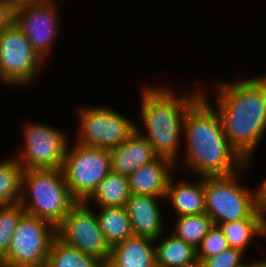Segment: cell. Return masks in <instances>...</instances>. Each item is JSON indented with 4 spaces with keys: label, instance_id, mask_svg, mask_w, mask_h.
<instances>
[{
    "label": "cell",
    "instance_id": "cell-1",
    "mask_svg": "<svg viewBox=\"0 0 266 267\" xmlns=\"http://www.w3.org/2000/svg\"><path fill=\"white\" fill-rule=\"evenodd\" d=\"M262 75L215 81L211 94L228 142L249 165L266 134V74Z\"/></svg>",
    "mask_w": 266,
    "mask_h": 267
},
{
    "label": "cell",
    "instance_id": "cell-2",
    "mask_svg": "<svg viewBox=\"0 0 266 267\" xmlns=\"http://www.w3.org/2000/svg\"><path fill=\"white\" fill-rule=\"evenodd\" d=\"M205 90H201V96L185 115L182 140L185 151L181 164L198 177L242 173L249 164L228 142L219 115L209 102Z\"/></svg>",
    "mask_w": 266,
    "mask_h": 267
},
{
    "label": "cell",
    "instance_id": "cell-3",
    "mask_svg": "<svg viewBox=\"0 0 266 267\" xmlns=\"http://www.w3.org/2000/svg\"><path fill=\"white\" fill-rule=\"evenodd\" d=\"M151 84L141 89L139 120L145 129L136 125V131L151 144L157 156L172 160L178 167L185 115L201 96L202 88L197 86L192 91L183 89V93L177 94L170 86Z\"/></svg>",
    "mask_w": 266,
    "mask_h": 267
},
{
    "label": "cell",
    "instance_id": "cell-4",
    "mask_svg": "<svg viewBox=\"0 0 266 267\" xmlns=\"http://www.w3.org/2000/svg\"><path fill=\"white\" fill-rule=\"evenodd\" d=\"M76 203L62 169L23 171L20 204L26 214L57 227Z\"/></svg>",
    "mask_w": 266,
    "mask_h": 267
},
{
    "label": "cell",
    "instance_id": "cell-5",
    "mask_svg": "<svg viewBox=\"0 0 266 267\" xmlns=\"http://www.w3.org/2000/svg\"><path fill=\"white\" fill-rule=\"evenodd\" d=\"M237 178V173L203 177L205 213L213 225L247 219L257 209L256 188L241 185Z\"/></svg>",
    "mask_w": 266,
    "mask_h": 267
},
{
    "label": "cell",
    "instance_id": "cell-6",
    "mask_svg": "<svg viewBox=\"0 0 266 267\" xmlns=\"http://www.w3.org/2000/svg\"><path fill=\"white\" fill-rule=\"evenodd\" d=\"M71 142L74 144H68L62 171L72 197L85 202L111 172V155L107 149Z\"/></svg>",
    "mask_w": 266,
    "mask_h": 267
},
{
    "label": "cell",
    "instance_id": "cell-7",
    "mask_svg": "<svg viewBox=\"0 0 266 267\" xmlns=\"http://www.w3.org/2000/svg\"><path fill=\"white\" fill-rule=\"evenodd\" d=\"M56 227L47 220L24 214L14 231L0 267H45Z\"/></svg>",
    "mask_w": 266,
    "mask_h": 267
},
{
    "label": "cell",
    "instance_id": "cell-8",
    "mask_svg": "<svg viewBox=\"0 0 266 267\" xmlns=\"http://www.w3.org/2000/svg\"><path fill=\"white\" fill-rule=\"evenodd\" d=\"M42 66H45L43 59L34 51L16 23L13 22L0 33L1 84L6 87L34 85Z\"/></svg>",
    "mask_w": 266,
    "mask_h": 267
},
{
    "label": "cell",
    "instance_id": "cell-9",
    "mask_svg": "<svg viewBox=\"0 0 266 267\" xmlns=\"http://www.w3.org/2000/svg\"><path fill=\"white\" fill-rule=\"evenodd\" d=\"M77 143L111 150L125 142L135 131L136 122L105 106H87L78 110Z\"/></svg>",
    "mask_w": 266,
    "mask_h": 267
},
{
    "label": "cell",
    "instance_id": "cell-10",
    "mask_svg": "<svg viewBox=\"0 0 266 267\" xmlns=\"http://www.w3.org/2000/svg\"><path fill=\"white\" fill-rule=\"evenodd\" d=\"M23 146L14 157L24 170L62 169L70 143L64 130L28 121L23 126Z\"/></svg>",
    "mask_w": 266,
    "mask_h": 267
},
{
    "label": "cell",
    "instance_id": "cell-11",
    "mask_svg": "<svg viewBox=\"0 0 266 267\" xmlns=\"http://www.w3.org/2000/svg\"><path fill=\"white\" fill-rule=\"evenodd\" d=\"M89 207L85 202H77L56 227V235L64 243L106 264L111 248L100 229L95 210Z\"/></svg>",
    "mask_w": 266,
    "mask_h": 267
},
{
    "label": "cell",
    "instance_id": "cell-12",
    "mask_svg": "<svg viewBox=\"0 0 266 267\" xmlns=\"http://www.w3.org/2000/svg\"><path fill=\"white\" fill-rule=\"evenodd\" d=\"M56 0H41L14 9V23L22 30L34 51L46 62L59 37L60 13Z\"/></svg>",
    "mask_w": 266,
    "mask_h": 267
},
{
    "label": "cell",
    "instance_id": "cell-13",
    "mask_svg": "<svg viewBox=\"0 0 266 267\" xmlns=\"http://www.w3.org/2000/svg\"><path fill=\"white\" fill-rule=\"evenodd\" d=\"M165 198L149 195L131 194L126 210L131 221L134 236L158 239L166 230L163 221L162 205L159 200ZM164 229V230H163Z\"/></svg>",
    "mask_w": 266,
    "mask_h": 267
},
{
    "label": "cell",
    "instance_id": "cell-14",
    "mask_svg": "<svg viewBox=\"0 0 266 267\" xmlns=\"http://www.w3.org/2000/svg\"><path fill=\"white\" fill-rule=\"evenodd\" d=\"M173 170L177 169L172 160L157 156L128 177L130 193L165 198Z\"/></svg>",
    "mask_w": 266,
    "mask_h": 267
},
{
    "label": "cell",
    "instance_id": "cell-15",
    "mask_svg": "<svg viewBox=\"0 0 266 267\" xmlns=\"http://www.w3.org/2000/svg\"><path fill=\"white\" fill-rule=\"evenodd\" d=\"M109 152L111 171L126 177L157 157L151 144L137 131Z\"/></svg>",
    "mask_w": 266,
    "mask_h": 267
},
{
    "label": "cell",
    "instance_id": "cell-16",
    "mask_svg": "<svg viewBox=\"0 0 266 267\" xmlns=\"http://www.w3.org/2000/svg\"><path fill=\"white\" fill-rule=\"evenodd\" d=\"M105 267H156L155 240L132 236L110 249Z\"/></svg>",
    "mask_w": 266,
    "mask_h": 267
},
{
    "label": "cell",
    "instance_id": "cell-17",
    "mask_svg": "<svg viewBox=\"0 0 266 267\" xmlns=\"http://www.w3.org/2000/svg\"><path fill=\"white\" fill-rule=\"evenodd\" d=\"M174 179L173 175L169 180L165 199L170 201L176 216L205 213L203 177H197L195 182Z\"/></svg>",
    "mask_w": 266,
    "mask_h": 267
},
{
    "label": "cell",
    "instance_id": "cell-18",
    "mask_svg": "<svg viewBox=\"0 0 266 267\" xmlns=\"http://www.w3.org/2000/svg\"><path fill=\"white\" fill-rule=\"evenodd\" d=\"M155 255L156 267H199L197 249L172 233L155 240Z\"/></svg>",
    "mask_w": 266,
    "mask_h": 267
},
{
    "label": "cell",
    "instance_id": "cell-19",
    "mask_svg": "<svg viewBox=\"0 0 266 267\" xmlns=\"http://www.w3.org/2000/svg\"><path fill=\"white\" fill-rule=\"evenodd\" d=\"M232 248L247 251L253 238L266 237V220L256 209L247 219L218 224Z\"/></svg>",
    "mask_w": 266,
    "mask_h": 267
},
{
    "label": "cell",
    "instance_id": "cell-20",
    "mask_svg": "<svg viewBox=\"0 0 266 267\" xmlns=\"http://www.w3.org/2000/svg\"><path fill=\"white\" fill-rule=\"evenodd\" d=\"M128 177L111 171L85 201L87 205L97 207H125L130 197Z\"/></svg>",
    "mask_w": 266,
    "mask_h": 267
},
{
    "label": "cell",
    "instance_id": "cell-21",
    "mask_svg": "<svg viewBox=\"0 0 266 267\" xmlns=\"http://www.w3.org/2000/svg\"><path fill=\"white\" fill-rule=\"evenodd\" d=\"M97 211L100 229L110 248L134 236L126 207H99Z\"/></svg>",
    "mask_w": 266,
    "mask_h": 267
},
{
    "label": "cell",
    "instance_id": "cell-22",
    "mask_svg": "<svg viewBox=\"0 0 266 267\" xmlns=\"http://www.w3.org/2000/svg\"><path fill=\"white\" fill-rule=\"evenodd\" d=\"M45 267H105V264L96 257L64 243L56 236Z\"/></svg>",
    "mask_w": 266,
    "mask_h": 267
},
{
    "label": "cell",
    "instance_id": "cell-23",
    "mask_svg": "<svg viewBox=\"0 0 266 267\" xmlns=\"http://www.w3.org/2000/svg\"><path fill=\"white\" fill-rule=\"evenodd\" d=\"M23 171L14 156L0 162V207L20 203Z\"/></svg>",
    "mask_w": 266,
    "mask_h": 267
},
{
    "label": "cell",
    "instance_id": "cell-24",
    "mask_svg": "<svg viewBox=\"0 0 266 267\" xmlns=\"http://www.w3.org/2000/svg\"><path fill=\"white\" fill-rule=\"evenodd\" d=\"M172 234L186 243L198 248L202 239L213 226L212 219L206 214L185 215L175 218Z\"/></svg>",
    "mask_w": 266,
    "mask_h": 267
},
{
    "label": "cell",
    "instance_id": "cell-25",
    "mask_svg": "<svg viewBox=\"0 0 266 267\" xmlns=\"http://www.w3.org/2000/svg\"><path fill=\"white\" fill-rule=\"evenodd\" d=\"M24 214L20 203L0 207V259L7 253L14 231Z\"/></svg>",
    "mask_w": 266,
    "mask_h": 267
},
{
    "label": "cell",
    "instance_id": "cell-26",
    "mask_svg": "<svg viewBox=\"0 0 266 267\" xmlns=\"http://www.w3.org/2000/svg\"><path fill=\"white\" fill-rule=\"evenodd\" d=\"M230 246L218 225H213L202 239L197 248V260L199 265L208 257L217 255Z\"/></svg>",
    "mask_w": 266,
    "mask_h": 267
},
{
    "label": "cell",
    "instance_id": "cell-27",
    "mask_svg": "<svg viewBox=\"0 0 266 267\" xmlns=\"http://www.w3.org/2000/svg\"><path fill=\"white\" fill-rule=\"evenodd\" d=\"M245 255L242 250L229 247L217 255L206 258L199 267H242L248 262Z\"/></svg>",
    "mask_w": 266,
    "mask_h": 267
},
{
    "label": "cell",
    "instance_id": "cell-28",
    "mask_svg": "<svg viewBox=\"0 0 266 267\" xmlns=\"http://www.w3.org/2000/svg\"><path fill=\"white\" fill-rule=\"evenodd\" d=\"M14 22V9L6 0H0V33Z\"/></svg>",
    "mask_w": 266,
    "mask_h": 267
},
{
    "label": "cell",
    "instance_id": "cell-29",
    "mask_svg": "<svg viewBox=\"0 0 266 267\" xmlns=\"http://www.w3.org/2000/svg\"><path fill=\"white\" fill-rule=\"evenodd\" d=\"M256 208L266 220V176L256 187Z\"/></svg>",
    "mask_w": 266,
    "mask_h": 267
},
{
    "label": "cell",
    "instance_id": "cell-30",
    "mask_svg": "<svg viewBox=\"0 0 266 267\" xmlns=\"http://www.w3.org/2000/svg\"><path fill=\"white\" fill-rule=\"evenodd\" d=\"M6 1L13 9H16L20 6L30 5L32 3H36L41 0H6Z\"/></svg>",
    "mask_w": 266,
    "mask_h": 267
},
{
    "label": "cell",
    "instance_id": "cell-31",
    "mask_svg": "<svg viewBox=\"0 0 266 267\" xmlns=\"http://www.w3.org/2000/svg\"><path fill=\"white\" fill-rule=\"evenodd\" d=\"M255 267H266V259L255 260Z\"/></svg>",
    "mask_w": 266,
    "mask_h": 267
},
{
    "label": "cell",
    "instance_id": "cell-32",
    "mask_svg": "<svg viewBox=\"0 0 266 267\" xmlns=\"http://www.w3.org/2000/svg\"><path fill=\"white\" fill-rule=\"evenodd\" d=\"M242 267H255V259L251 261L249 260L246 264H244Z\"/></svg>",
    "mask_w": 266,
    "mask_h": 267
}]
</instances>
